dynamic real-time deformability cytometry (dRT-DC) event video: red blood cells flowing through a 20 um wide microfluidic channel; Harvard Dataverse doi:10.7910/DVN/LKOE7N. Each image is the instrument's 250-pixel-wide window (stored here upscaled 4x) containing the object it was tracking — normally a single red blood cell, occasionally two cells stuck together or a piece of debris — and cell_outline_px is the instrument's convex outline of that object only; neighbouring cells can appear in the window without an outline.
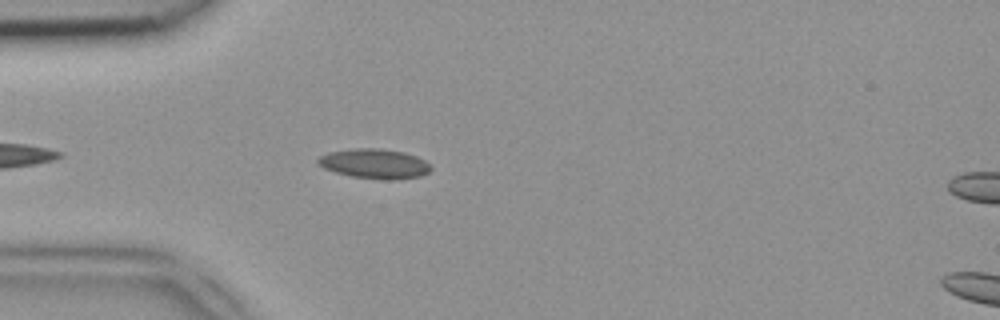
{"species": "common noctule bat (a hibernating species)", "species_latin": "Nyctalus noctula", "temperature_condition": "room temperature", "stored_images_in_passage": 11, "camera_frame_rate_fps": 3000, "um_per_image_px": 0.085, "animal": {"sex": "female", "body_mass_g": 18.4}, "frame": {"image": 1, "passage_image": 4, "time_ms": 1.0, "image_size_px": [1000, 320], "cell_outline_px": [[432, 168], [428, 172], [420, 176], [388, 180], [384, 180], [352, 176], [336, 172], [324, 168], [316, 160], [320, 156], [328, 152], [352, 148], [380, 148], [404, 152], [416, 156], [424, 160]], "centroid_in_image_um": [31.83, 13.9], "position_along_channel_um": 53.2, "area_um2": 19.42}}